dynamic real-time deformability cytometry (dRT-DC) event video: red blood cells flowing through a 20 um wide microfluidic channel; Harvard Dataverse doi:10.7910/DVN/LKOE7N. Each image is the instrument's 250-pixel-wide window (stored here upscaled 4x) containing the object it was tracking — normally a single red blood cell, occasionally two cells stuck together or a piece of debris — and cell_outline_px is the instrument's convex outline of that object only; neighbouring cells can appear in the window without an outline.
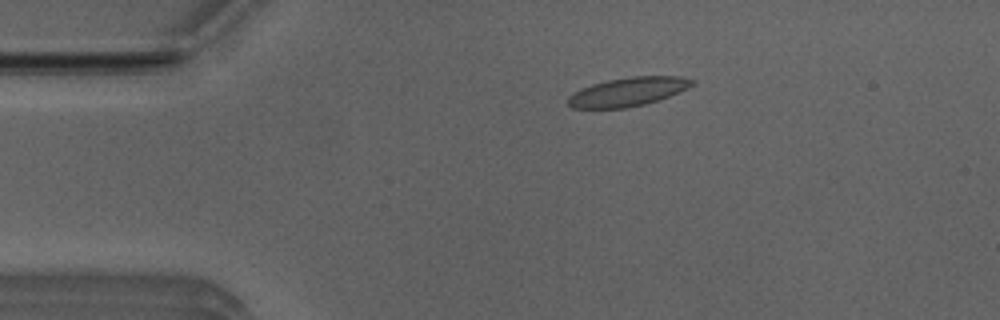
{"species": "Egyptian fruit bat (a non-hibernating species)", "species_latin": "Rousettus aegyptiacus", "temperature_condition": "room temperature", "stored_images_in_passage": 52, "camera_frame_rate_fps": 3000, "um_per_image_px": 0.085, "animal": {"sex": "male"}, "frame": {"image": 1, "passage_image": 10, "time_ms": 3.0, "image_size_px": [1000, 320], "cell_outline_px": [[696, 84], [688, 88], [668, 96], [644, 104], [624, 108], [572, 108], [568, 104], [568, 96], [580, 88], [592, 84], [608, 80], [632, 76], [680, 76], [696, 80]], "centroid_in_image_um": [53.38, 7.79], "position_along_channel_um": 31.6, "area_um2": 20.75}}
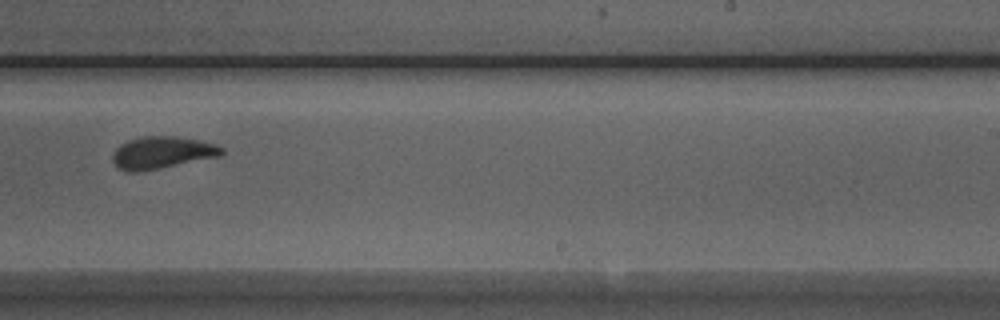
{"frame": {"image": 2, "passage_image": 32, "time_ms": 10.333, "image_size_px": [1000, 320], "cell_outline_px": [[224, 152], [220, 156], [160, 168], [136, 172], [128, 172], [120, 168], [112, 160], [112, 156], [116, 148], [120, 144], [128, 140], [140, 136], [176, 136], [200, 140], [216, 144], [224, 148]], "centroid_in_image_um": [13.78, 12.95], "position_along_channel_um": 275.2, "area_um2": 20.46}}
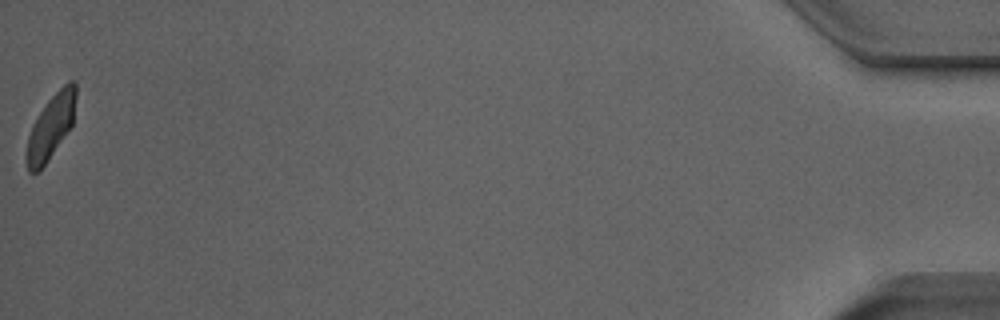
{"frame": {"image": 3, "passage_image": 52, "time_ms": 17.0, "image_size_px": [1000, 320], "cell_outline_px": [[76, 96], [72, 124], [40, 172], [28, 172], [28, 136], [32, 124], [48, 100], [68, 80], [72, 80], [76, 84]], "centroid_in_image_um": [4.34, 10.74], "position_along_channel_um": 430.9, "area_um2": 17.92}, "authors_computed_cell_mechanics": {"area_um2": 20.4034, "velocity_mm_per_s": 3.9273, "shape_relaxation_time_tau1_ms": 6.977, "shape_relaxation_time_tau2_ms": 1.2047, "deformation_change_tau1": 0.1578, "deformation_change_tau2": 0.0639}}